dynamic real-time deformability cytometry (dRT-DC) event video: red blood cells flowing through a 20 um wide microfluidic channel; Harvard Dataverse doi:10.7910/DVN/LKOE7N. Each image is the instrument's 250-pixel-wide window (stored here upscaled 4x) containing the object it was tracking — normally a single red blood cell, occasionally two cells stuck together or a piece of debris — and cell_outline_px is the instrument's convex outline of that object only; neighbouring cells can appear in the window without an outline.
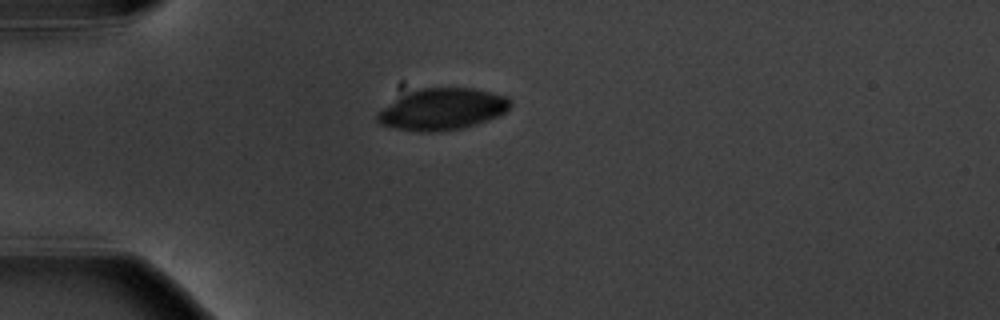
{"species": "common noctule bat (a hibernating species)", "species_latin": "Nyctalus noctula", "temperature_condition": "warm", "stored_images_in_passage": 2, "camera_frame_rate_fps": 3000, "um_per_image_px": 0.085, "animal": {"sex": "male", "body_mass_g": 20.1, "forearm_length_mm": 53.5}, "frame": {"image": 1, "passage_image": 1, "time_ms": 0.0, "image_size_px": [1000, 320], "cell_outline_px": [[512, 104], [504, 112], [488, 120], [464, 128], [436, 132], [420, 132], [396, 128], [380, 124], [376, 120], [376, 112], [408, 92], [416, 88], [472, 88], [508, 96], [512, 100]], "centroid_in_image_um": [37.6, 9.28], "position_along_channel_um": 47.4, "area_um2": 32.19}}